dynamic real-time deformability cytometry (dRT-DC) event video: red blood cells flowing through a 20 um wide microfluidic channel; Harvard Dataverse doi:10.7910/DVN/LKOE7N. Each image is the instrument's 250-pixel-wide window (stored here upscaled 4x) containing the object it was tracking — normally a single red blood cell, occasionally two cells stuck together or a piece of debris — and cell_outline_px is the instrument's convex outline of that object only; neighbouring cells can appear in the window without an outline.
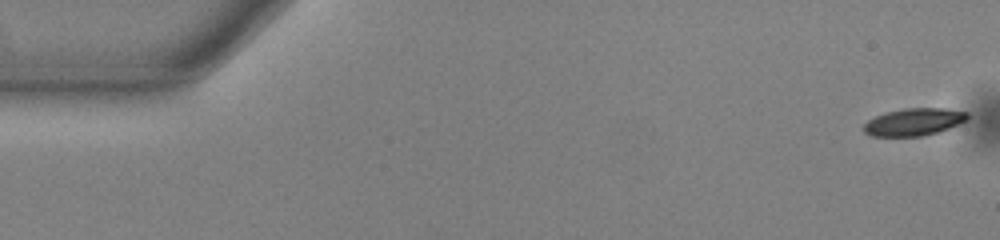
{"species": "common noctule bat (a hibernating species)", "species_latin": "Nyctalus noctula", "temperature_condition": "warm", "stored_images_in_passage": 47, "camera_frame_rate_fps": 3000, "um_per_image_px": 0.085, "animal": {"sex": "male", "body_mass_g": 13.0, "forearm_length_mm": 53.1}, "frame": {"image": 1, "passage_image": 1, "time_ms": 0.0, "image_size_px": [1000, 240], "cell_outline_px": [[968, 116], [964, 120], [948, 128], [924, 136], [868, 136], [864, 132], [864, 124], [868, 120], [876, 116], [888, 112], [904, 108], [944, 108], [968, 112]], "centroid_in_image_um": [77.64, 10.36], "position_along_channel_um": 7.4, "area_um2": 16.3}}
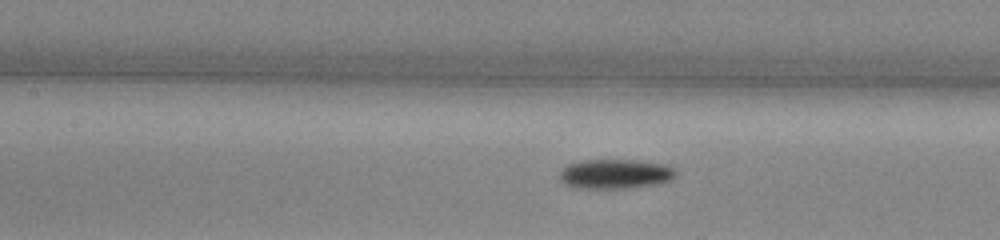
{"frame": {"image": 2, "passage_image": 24, "time_ms": 7.667, "image_size_px": [1000, 240], "cell_outline_px": [[676, 176], [672, 180], [656, 184], [624, 188], [576, 188], [564, 184], [560, 180], [560, 172], [568, 164], [580, 160], [632, 160], [664, 164], [672, 168], [676, 172]], "centroid_in_image_um": [52.28, 14.78], "position_along_channel_um": 155.1, "area_um2": 19.94}}
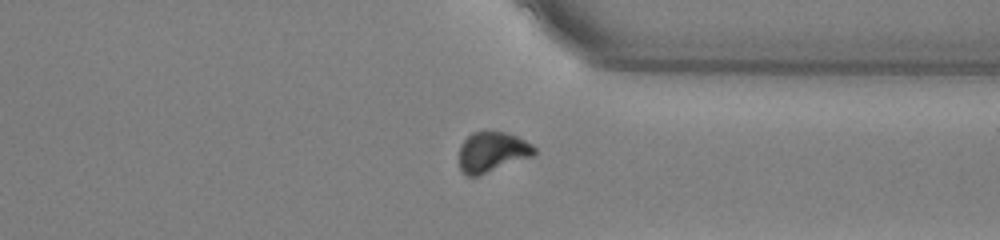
{"frame": {"image": 3, "passage_image": 41, "time_ms": 13.333, "image_size_px": [1000, 240], "cell_outline_px": [[536, 156], [476, 176], [468, 176], [460, 168], [460, 144], [472, 132], [484, 128], [488, 128], [504, 132], [516, 136], [532, 144], [536, 148]], "centroid_in_image_um": [41.86, 12.87], "position_along_channel_um": 369.5, "area_um2": 18.09}}